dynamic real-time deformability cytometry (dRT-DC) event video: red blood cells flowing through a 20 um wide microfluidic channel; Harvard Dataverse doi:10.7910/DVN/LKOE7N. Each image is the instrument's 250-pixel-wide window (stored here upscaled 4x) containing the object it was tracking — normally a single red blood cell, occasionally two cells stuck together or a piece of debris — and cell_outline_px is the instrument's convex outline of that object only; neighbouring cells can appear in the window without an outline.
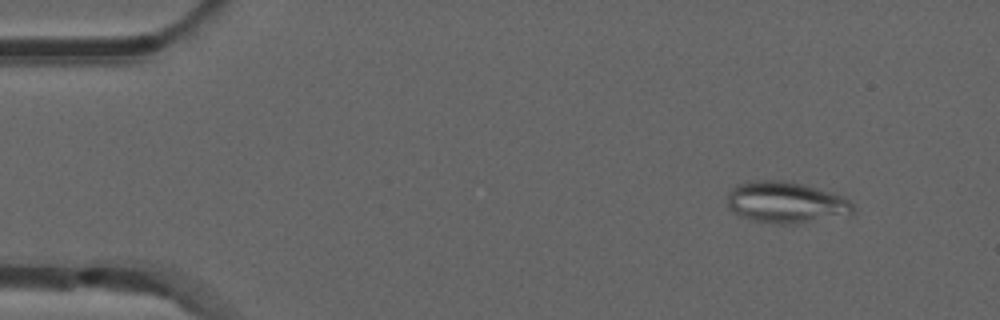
{"species": "common noctule bat (a hibernating species)", "species_latin": "Nyctalus noctula", "temperature_condition": "room temperature", "stored_images_in_passage": 51, "camera_frame_rate_fps": 3000, "um_per_image_px": 0.085, "animal": {"sex": "male", "forearm_length_mm": 52.5}, "frame": {"image": 1, "passage_image": 4, "time_ms": 1.0, "image_size_px": [1000, 320], "cell_outline_px": [[852, 212], [796, 224], [776, 224], [752, 220], [728, 208], [728, 192], [736, 184], [748, 180], [784, 180], [804, 184], [844, 196], [852, 204]], "centroid_in_image_um": [66.73, 17.17], "position_along_channel_um": 18.3, "area_um2": 29.94}}
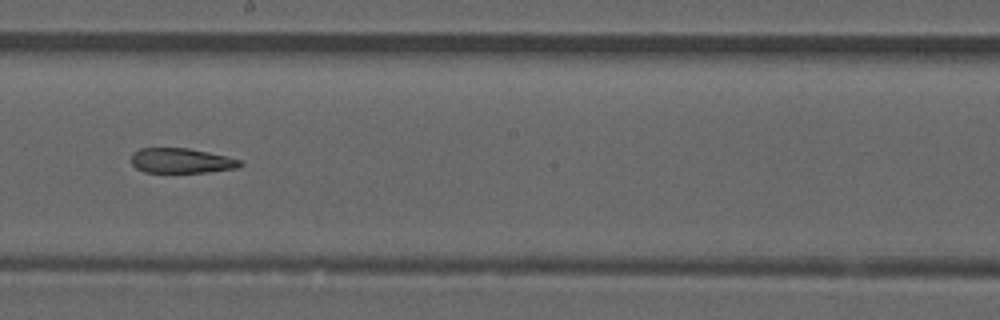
{"frame": {"image": 2, "passage_image": 28, "time_ms": 9.0, "image_size_px": [1000, 320], "cell_outline_px": [[244, 164], [236, 168], [208, 172], [144, 172], [136, 168], [132, 164], [132, 152], [140, 148], [188, 148], [228, 156], [244, 160]], "centroid_in_image_um": [15.45, 13.65], "position_along_channel_um": 232.8, "area_um2": 15.95}}
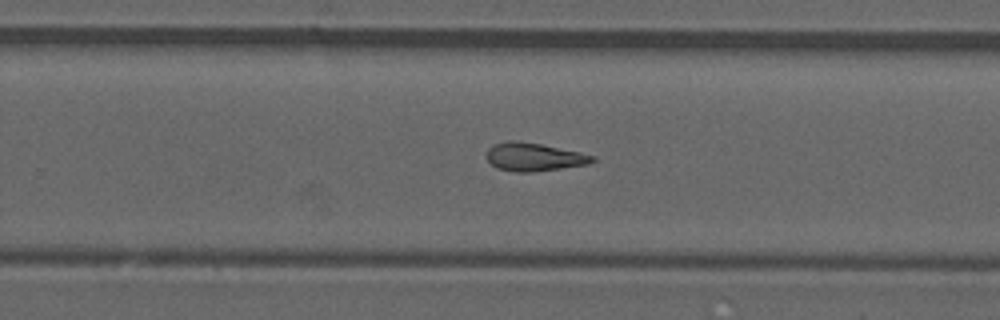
{"frame": {"image": 3, "passage_image": 32, "time_ms": 10.333, "image_size_px": [1000, 320], "cell_outline_px": [[596, 160], [588, 164], [532, 172], [516, 172], [496, 168], [484, 156], [488, 148], [492, 144], [508, 140], [516, 140], [540, 144], [580, 152], [596, 156]], "centroid_in_image_um": [45.34, 13.33], "position_along_channel_um": 284.5, "area_um2": 17.51}, "authors_computed_cell_mechanics": {"area_um2": 17.9758, "velocity_mm_per_s": 3.883, "shape_relaxation_time_tau1_ms": null, "shape_relaxation_time_tau2_ms": 5.2816, "deformation_change_tau1": null, "deformation_change_tau2": 0.1555}}